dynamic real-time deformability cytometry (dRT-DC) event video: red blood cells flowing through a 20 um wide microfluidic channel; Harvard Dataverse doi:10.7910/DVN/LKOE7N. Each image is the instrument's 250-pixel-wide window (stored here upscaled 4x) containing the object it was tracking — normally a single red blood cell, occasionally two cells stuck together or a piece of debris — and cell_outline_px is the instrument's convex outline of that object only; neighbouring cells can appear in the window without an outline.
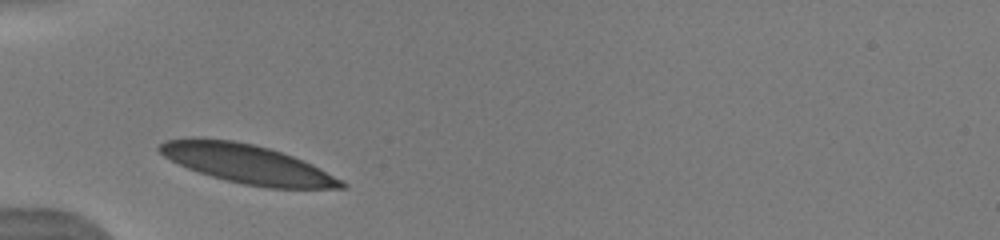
{"species": "human", "species_latin": "Homo sapiens", "temperature_condition": "warm", "stored_images_in_passage": 25, "camera_frame_rate_fps": 3000, "um_per_image_px": 0.085, "donor": {"sex": "male"}, "frame": {"image": 1, "passage_image": 1, "time_ms": 0.0, "image_size_px": [1000, 240], "cell_outline_px": [[348, 188], [268, 188], [244, 184], [224, 180], [188, 168], [164, 156], [156, 148], [160, 144], [168, 140], [232, 140], [252, 144], [268, 148], [292, 156], [348, 184]], "centroid_in_image_um": [21.02, 13.97], "position_along_channel_um": 64.0, "area_um2": 39.65}}
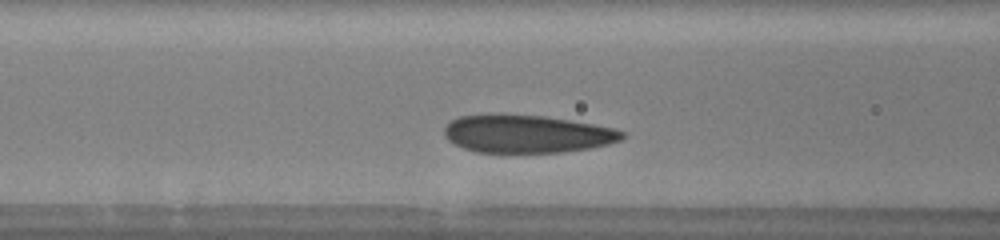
{"frame": {"image": 2, "passage_image": 7, "time_ms": 1.667, "image_size_px": [1000, 240], "cell_outline_px": [[628, 136], [624, 140], [608, 144], [588, 148], [564, 152], [476, 152], [464, 148], [448, 140], [444, 136], [444, 128], [452, 120], [460, 116], [544, 116], [616, 128], [624, 132]], "centroid_in_image_um": [44.86, 11.41], "position_along_channel_um": 121.7, "area_um2": 38.55}}
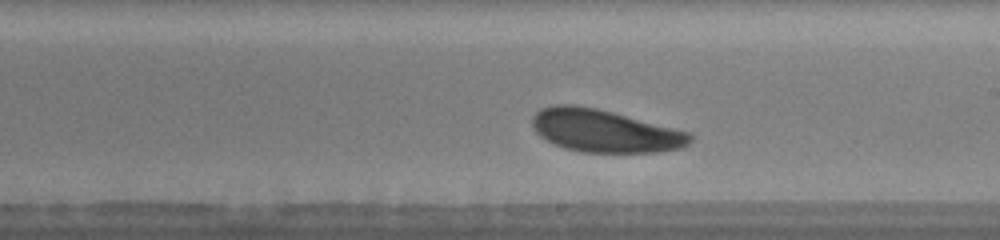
{"frame": {"image": 3, "passage_image": 18, "time_ms": 4.667, "image_size_px": [1000, 240], "cell_outline_px": [[692, 140], [684, 148], [660, 152], [580, 152], [564, 148], [540, 136], [532, 128], [532, 116], [540, 108], [556, 104], [572, 104], [596, 108], [692, 132]], "centroid_in_image_um": [51.42, 11.12], "position_along_channel_um": 237.6, "area_um2": 39.42}}